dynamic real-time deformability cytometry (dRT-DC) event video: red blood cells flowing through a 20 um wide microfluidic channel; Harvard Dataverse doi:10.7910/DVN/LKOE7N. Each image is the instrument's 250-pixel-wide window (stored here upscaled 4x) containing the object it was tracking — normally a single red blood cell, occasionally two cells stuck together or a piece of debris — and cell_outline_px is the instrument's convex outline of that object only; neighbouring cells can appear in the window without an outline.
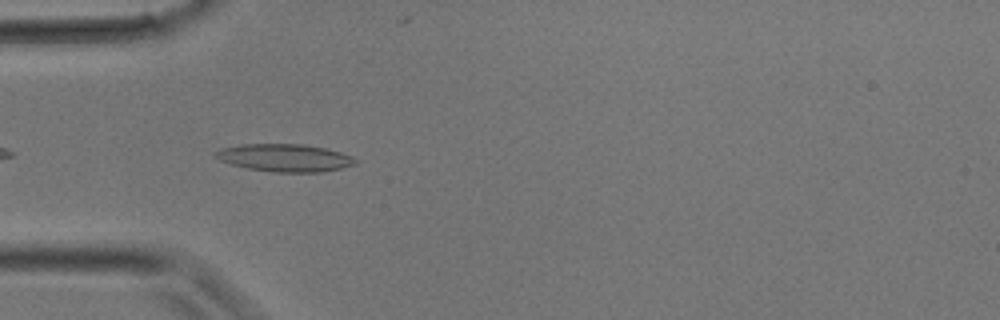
{"species": "common noctule bat (a hibernating species)", "species_latin": "Nyctalus noctula", "temperature_condition": "room temperature", "stored_images_in_passage": 29, "camera_frame_rate_fps": 3000, "um_per_image_px": 0.085, "animal": {"sex": "male", "body_mass_g": 17.9}, "frame": {"image": 1, "passage_image": 7, "time_ms": 2.0, "image_size_px": [1000, 320], "cell_outline_px": [[360, 160], [356, 164], [340, 168], [320, 172], [276, 172], [248, 168], [232, 164], [220, 160], [216, 156], [216, 152], [220, 148], [240, 144], [304, 144], [324, 148], [340, 152], [352, 156]], "centroid_in_image_um": [24.24, 13.4], "position_along_channel_um": 60.8, "area_um2": 22.37}}
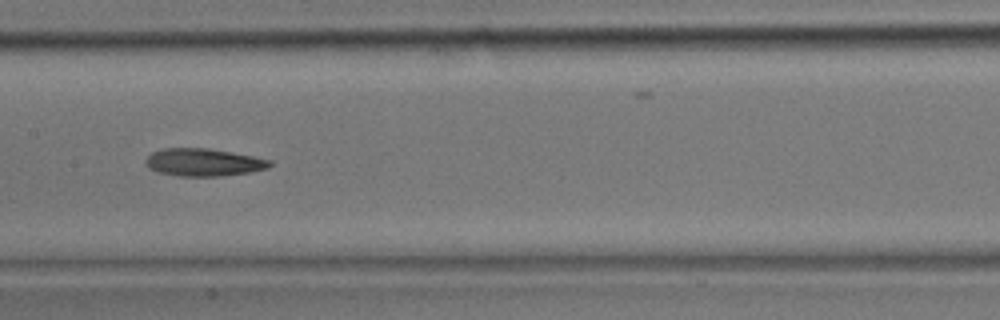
{"frame": {"image": 2, "passage_image": 13, "time_ms": 4.0, "image_size_px": [1000, 320], "cell_outline_px": [[272, 164], [268, 168], [248, 172], [220, 176], [180, 176], [156, 172], [148, 168], [144, 160], [152, 152], [164, 148], [208, 148], [232, 152], [272, 160]], "centroid_in_image_um": [17.27, 13.79], "position_along_channel_um": 190.1, "area_um2": 20.0}}
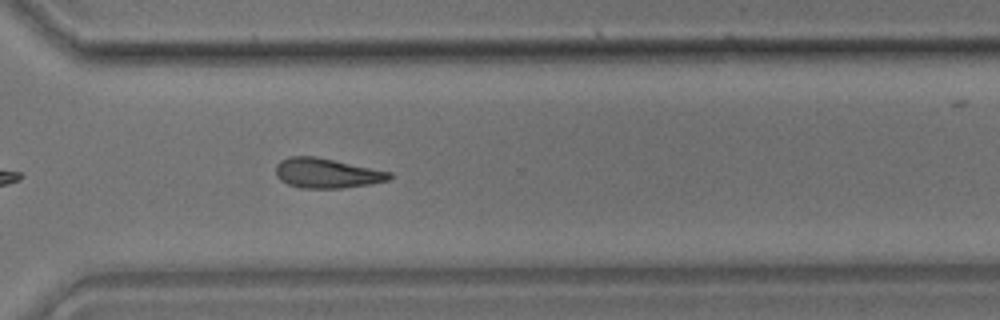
{"frame": {"image": 3, "passage_image": 20, "time_ms": 6.333, "image_size_px": [1000, 320], "cell_outline_px": [[392, 176], [388, 180], [372, 184], [340, 188], [300, 188], [288, 184], [280, 180], [276, 176], [276, 164], [280, 160], [288, 156], [316, 156], [392, 172]], "centroid_in_image_um": [27.76, 14.71], "position_along_channel_um": 342.8, "area_um2": 19.88}}